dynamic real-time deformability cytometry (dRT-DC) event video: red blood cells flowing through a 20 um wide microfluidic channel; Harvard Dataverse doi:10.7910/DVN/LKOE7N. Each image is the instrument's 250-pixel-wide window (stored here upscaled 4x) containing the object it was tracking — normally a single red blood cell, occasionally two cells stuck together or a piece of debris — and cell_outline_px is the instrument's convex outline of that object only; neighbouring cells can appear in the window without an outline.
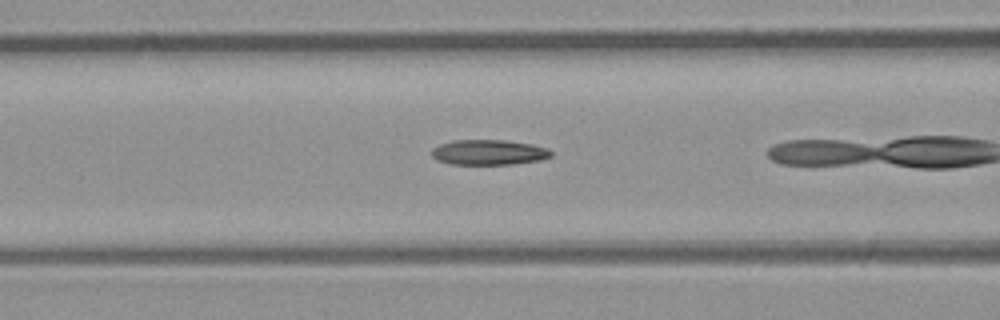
{"species": "common noctule bat (a hibernating species)", "species_latin": "Nyctalus noctula", "temperature_condition": "room temperature", "stored_images_in_passage": 32, "camera_frame_rate_fps": 3000, "um_per_image_px": 0.085, "animal": {"sex": "male", "body_mass_g": 23.1, "forearm_length_mm": 52.7}, "frame": {"image": 1, "passage_image": 17, "time_ms": 5.333, "image_size_px": [1000, 320], "cell_outline_px": [[552, 156], [540, 160], [512, 164], [448, 164], [436, 160], [432, 156], [432, 148], [440, 144], [452, 140], [504, 140], [532, 144], [548, 148], [552, 152]], "centroid_in_image_um": [41.53, 12.94], "position_along_channel_um": 125.1, "area_um2": 17.63}}
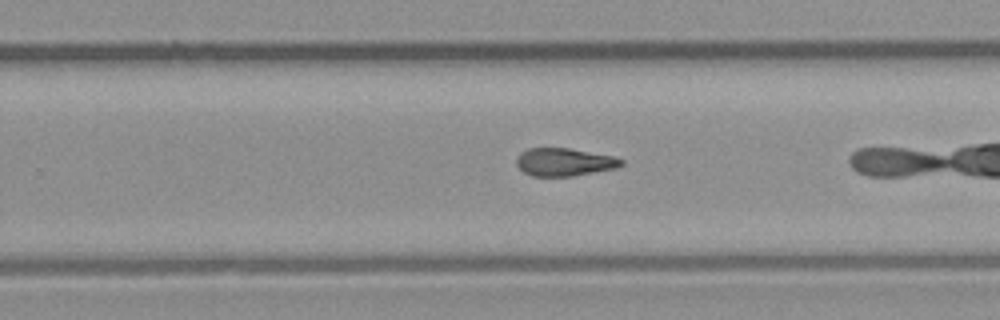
{"frame": {"image": 2, "passage_image": 28, "time_ms": 9.0, "image_size_px": [1000, 320], "cell_outline_px": [[624, 164], [616, 168], [572, 176], [532, 176], [524, 172], [516, 164], [516, 156], [520, 152], [528, 148], [568, 148], [612, 156], [624, 160]], "centroid_in_image_um": [47.94, 13.77], "position_along_channel_um": 281.9, "area_um2": 16.99}}
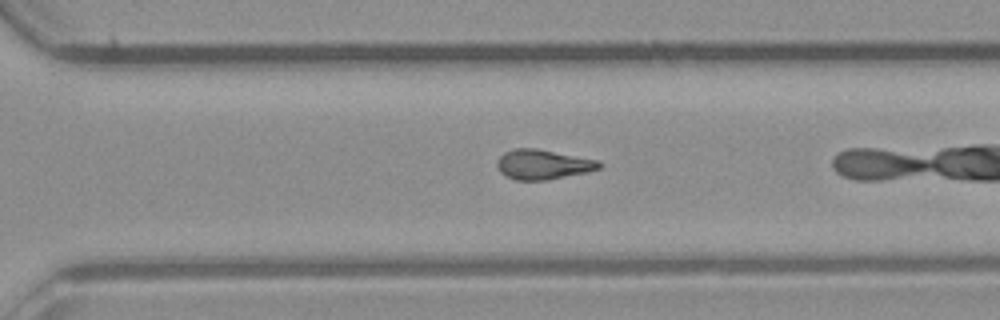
{"frame": {"image": 3, "passage_image": 31, "time_ms": 10.0, "image_size_px": [1000, 320], "cell_outline_px": [[600, 168], [588, 172], [548, 180], [516, 180], [504, 176], [500, 172], [496, 164], [500, 156], [504, 152], [512, 148], [536, 148], [600, 160]], "centroid_in_image_um": [46.14, 13.98], "position_along_channel_um": 324.5, "area_um2": 17.92}}